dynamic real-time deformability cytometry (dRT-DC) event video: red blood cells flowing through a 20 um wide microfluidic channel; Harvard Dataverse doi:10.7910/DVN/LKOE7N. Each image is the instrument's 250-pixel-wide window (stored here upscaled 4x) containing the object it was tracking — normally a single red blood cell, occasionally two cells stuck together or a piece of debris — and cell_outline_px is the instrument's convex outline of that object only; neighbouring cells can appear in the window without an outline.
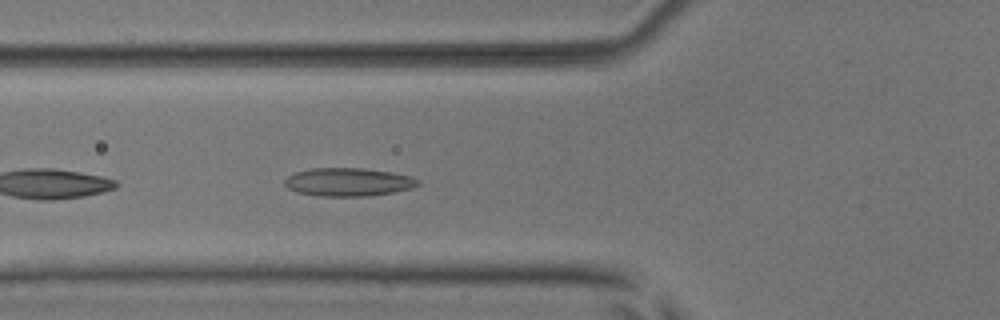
{"species": "common noctule bat (a hibernating species)", "species_latin": "Nyctalus noctula", "temperature_condition": "room temperature", "stored_images_in_passage": 12, "camera_frame_rate_fps": 3000, "um_per_image_px": 0.085, "animal": {"sex": "male", "body_mass_g": 17.9, "forearm_length_mm": 54.2}, "frame": {"image": 1, "passage_image": 4, "time_ms": 1.0, "image_size_px": [1000, 320], "cell_outline_px": [[420, 184], [412, 188], [392, 192], [368, 196], [320, 196], [296, 192], [288, 188], [284, 184], [284, 180], [288, 176], [296, 172], [312, 168], [364, 168], [392, 172], [412, 176], [420, 180]], "centroid_in_image_um": [29.62, 15.47], "position_along_channel_um": 96.2, "area_um2": 22.02}}